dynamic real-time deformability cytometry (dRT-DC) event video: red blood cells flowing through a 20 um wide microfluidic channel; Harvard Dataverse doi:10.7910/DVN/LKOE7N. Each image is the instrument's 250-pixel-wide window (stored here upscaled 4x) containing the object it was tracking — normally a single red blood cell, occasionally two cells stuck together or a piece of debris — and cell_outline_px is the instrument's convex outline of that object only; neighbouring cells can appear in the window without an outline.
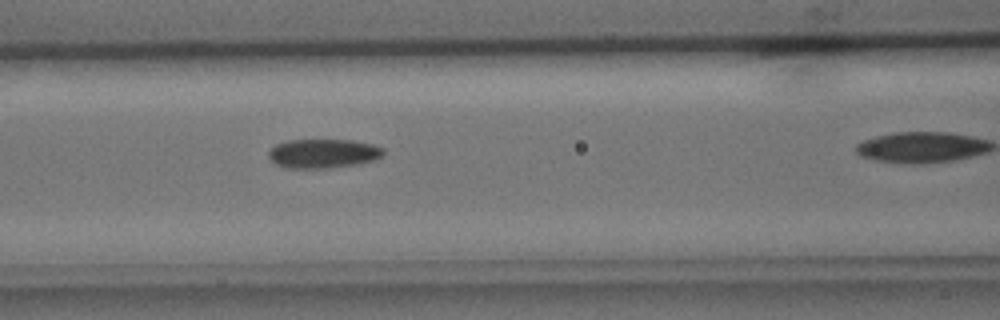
{"species": "common noctule bat (a hibernating species)", "species_latin": "Nyctalus noctula", "temperature_condition": "cold", "stored_images_in_passage": 36, "camera_frame_rate_fps": 3000, "um_per_image_px": 0.085, "animal": {"sex": "male", "body_mass_g": 15.6}, "frame": {"image": 1, "passage_image": 17, "time_ms": 5.333, "image_size_px": [1000, 320], "cell_outline_px": [[384, 156], [376, 160], [360, 164], [328, 168], [284, 168], [276, 164], [268, 156], [268, 152], [276, 144], [288, 140], [352, 140], [372, 144], [384, 148]], "centroid_in_image_um": [27.51, 13.05], "position_along_channel_um": 139.1, "area_um2": 19.71}}
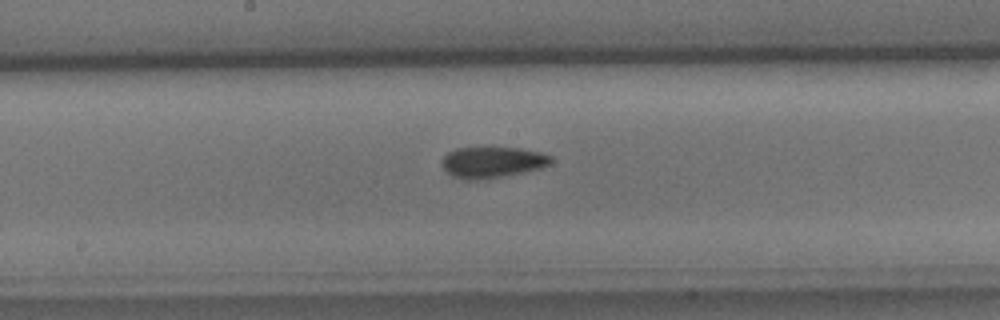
{"frame": {"image": 2, "passage_image": 22, "time_ms": 7.0, "image_size_px": [1000, 320], "cell_outline_px": [[552, 160], [548, 164], [540, 168], [504, 176], [476, 180], [464, 180], [452, 176], [444, 172], [444, 156], [448, 152], [456, 148], [492, 144], [520, 148], [540, 152], [552, 156]], "centroid_in_image_um": [41.82, 13.74], "position_along_channel_um": 206.4, "area_um2": 20.46}}
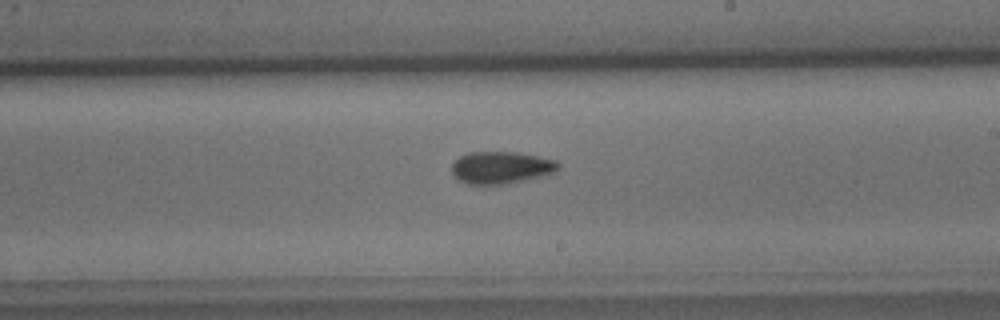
{"frame": {"image": 3, "passage_image": 25, "time_ms": 8.0, "image_size_px": [1000, 320], "cell_outline_px": [[560, 168], [556, 172], [548, 176], [504, 184], [468, 184], [460, 180], [452, 172], [452, 164], [460, 156], [468, 152], [516, 152], [540, 156], [556, 160], [560, 164]], "centroid_in_image_um": [42.68, 14.24], "position_along_channel_um": 246.3, "area_um2": 20.23}}